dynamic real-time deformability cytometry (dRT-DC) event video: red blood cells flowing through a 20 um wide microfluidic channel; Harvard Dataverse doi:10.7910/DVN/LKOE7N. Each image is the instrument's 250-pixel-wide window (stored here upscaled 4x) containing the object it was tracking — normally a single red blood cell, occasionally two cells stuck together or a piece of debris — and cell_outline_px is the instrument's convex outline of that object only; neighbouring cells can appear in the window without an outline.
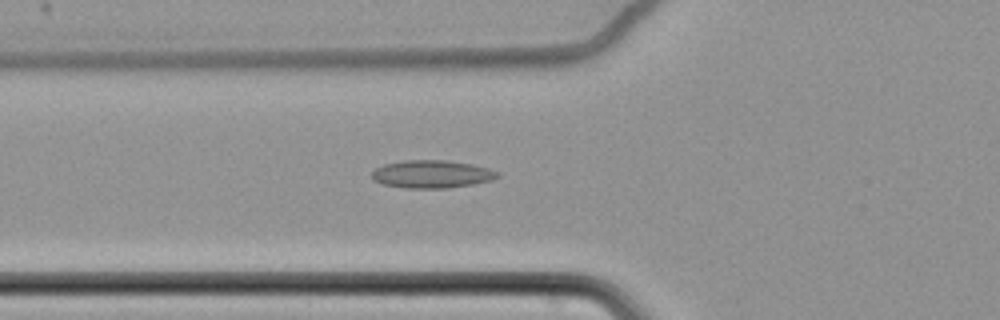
{"species": "common noctule bat (a hibernating species)", "species_latin": "Nyctalus noctula", "temperature_condition": "cold", "stored_images_in_passage": 63, "camera_frame_rate_fps": 3000, "um_per_image_px": 0.085, "animal": {"sex": "female", "body_mass_g": 22.7, "forearm_length_mm": 54.2}, "frame": {"image": 1, "passage_image": 26, "time_ms": 8.333, "image_size_px": [1000, 320], "cell_outline_px": [[500, 176], [492, 180], [472, 184], [448, 188], [404, 188], [384, 184], [372, 180], [372, 172], [376, 168], [384, 164], [404, 160], [448, 160], [472, 164], [488, 168], [500, 172]], "centroid_in_image_um": [36.72, 14.8], "position_along_channel_um": 89.1, "area_um2": 20.46}}
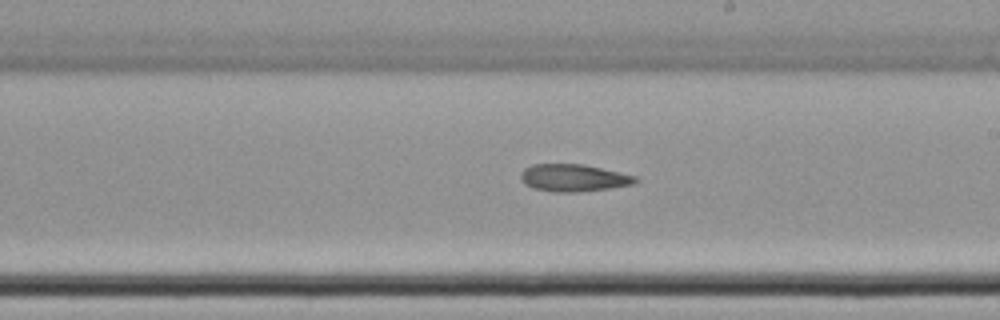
{"frame": {"image": 2, "passage_image": 39, "time_ms": 12.667, "image_size_px": [1000, 320], "cell_outline_px": [[640, 180], [632, 184], [608, 188], [576, 192], [552, 192], [532, 188], [524, 184], [520, 180], [520, 172], [524, 168], [532, 164], [584, 164], [636, 176]], "centroid_in_image_um": [48.69, 15.11], "position_along_channel_um": 240.3, "area_um2": 18.32}}
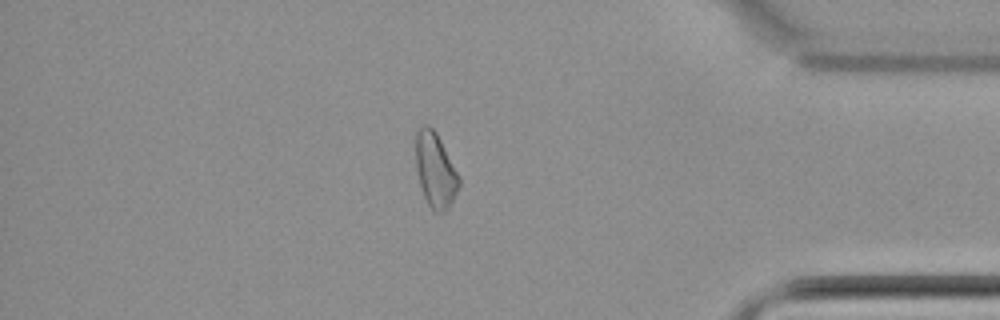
{"frame": {"image": 3, "passage_image": 55, "time_ms": 18.0, "image_size_px": [1000, 320], "cell_outline_px": [[460, 184], [448, 208], [444, 212], [432, 212], [424, 196], [420, 184], [416, 168], [416, 132], [424, 124], [428, 124], [436, 132], [460, 176]], "centroid_in_image_um": [37.0, 14.46], "position_along_channel_um": 398.2, "area_um2": 18.73}}